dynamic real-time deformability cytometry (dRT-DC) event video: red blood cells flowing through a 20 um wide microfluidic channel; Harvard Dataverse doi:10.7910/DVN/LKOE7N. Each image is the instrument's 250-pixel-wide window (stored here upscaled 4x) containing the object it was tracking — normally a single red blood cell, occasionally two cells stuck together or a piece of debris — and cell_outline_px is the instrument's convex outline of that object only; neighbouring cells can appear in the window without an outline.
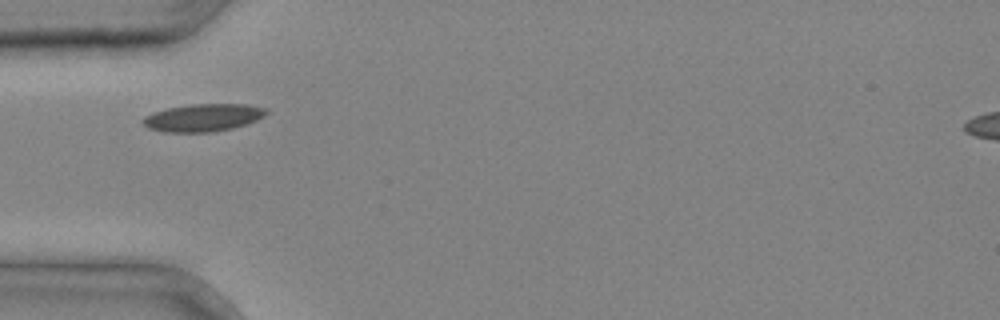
{"species": "common noctule bat (a hibernating species)", "species_latin": "Nyctalus noctula", "temperature_condition": "cold", "stored_images_in_passage": 1, "camera_frame_rate_fps": 3000, "um_per_image_px": 0.085, "animal": {"sex": "male", "body_mass_g": 20.4}, "frame": {"image": 1, "passage_image": 1, "time_ms": 0.0, "image_size_px": [1000, 320], "cell_outline_px": [[268, 112], [264, 116], [248, 124], [232, 128], [212, 132], [164, 132], [148, 128], [140, 120], [144, 116], [152, 112], [168, 108], [192, 104], [248, 104], [268, 108]], "centroid_in_image_um": [17.27, 9.99], "position_along_channel_um": 67.7, "area_um2": 20.0}}